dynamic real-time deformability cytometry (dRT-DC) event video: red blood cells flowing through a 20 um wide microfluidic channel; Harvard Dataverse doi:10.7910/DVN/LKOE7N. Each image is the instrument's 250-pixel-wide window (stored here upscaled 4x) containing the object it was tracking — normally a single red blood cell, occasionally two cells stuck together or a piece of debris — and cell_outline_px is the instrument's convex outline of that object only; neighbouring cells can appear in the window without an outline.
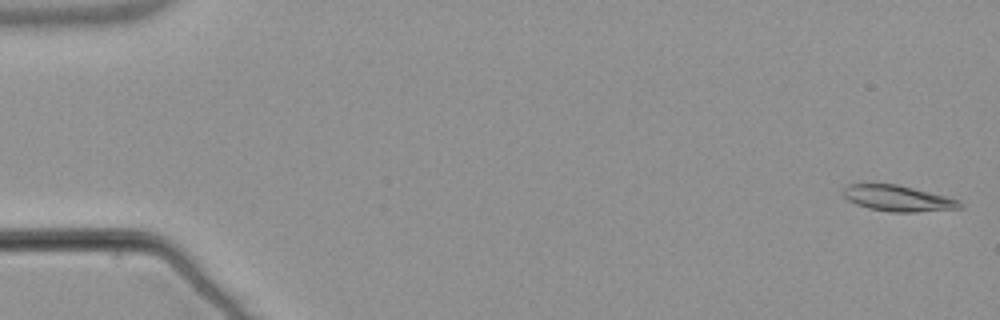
{"species": "common noctule bat (a hibernating species)", "species_latin": "Nyctalus noctula", "temperature_condition": "warm", "stored_images_in_passage": 4, "camera_frame_rate_fps": 3000, "um_per_image_px": 0.085, "animal": {"sex": "male", "body_mass_g": 21.5, "forearm_length_mm": 52.0}, "frame": {"image": 1, "passage_image": 1, "time_ms": 0.0, "image_size_px": [1000, 320], "cell_outline_px": [[964, 208], [916, 212], [892, 212], [868, 208], [856, 204], [848, 200], [844, 196], [844, 188], [848, 184], [896, 184], [960, 200], [964, 204]], "centroid_in_image_um": [76.35, 16.87], "position_along_channel_um": 8.6, "area_um2": 17.46}}